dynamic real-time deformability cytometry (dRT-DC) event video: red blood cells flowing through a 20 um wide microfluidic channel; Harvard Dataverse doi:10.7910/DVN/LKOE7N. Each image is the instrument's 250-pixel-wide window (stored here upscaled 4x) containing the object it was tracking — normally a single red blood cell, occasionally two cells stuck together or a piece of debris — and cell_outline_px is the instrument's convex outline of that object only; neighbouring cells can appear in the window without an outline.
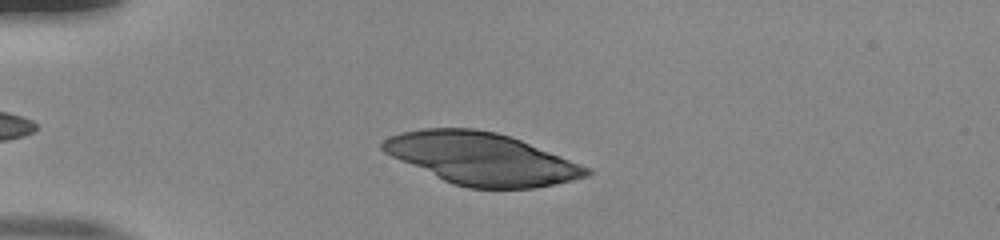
{"species": "human", "species_latin": "Homo sapiens", "temperature_condition": "room temperature", "stored_images_in_passage": 41, "camera_frame_rate_fps": 3000, "um_per_image_px": 0.085, "donor": {"sex": "male"}, "frame": {"image": 1, "passage_image": 7, "time_ms": 2.0, "image_size_px": [1000, 240], "cell_outline_px": [[592, 172], [588, 176], [572, 180], [532, 188], [468, 188], [444, 180], [400, 160], [384, 152], [380, 148], [380, 144], [388, 136], [400, 132], [424, 128], [476, 128], [496, 132], [520, 140], [592, 168]], "centroid_in_image_um": [40.92, 13.47], "position_along_channel_um": 44.1, "area_um2": 61.21}}